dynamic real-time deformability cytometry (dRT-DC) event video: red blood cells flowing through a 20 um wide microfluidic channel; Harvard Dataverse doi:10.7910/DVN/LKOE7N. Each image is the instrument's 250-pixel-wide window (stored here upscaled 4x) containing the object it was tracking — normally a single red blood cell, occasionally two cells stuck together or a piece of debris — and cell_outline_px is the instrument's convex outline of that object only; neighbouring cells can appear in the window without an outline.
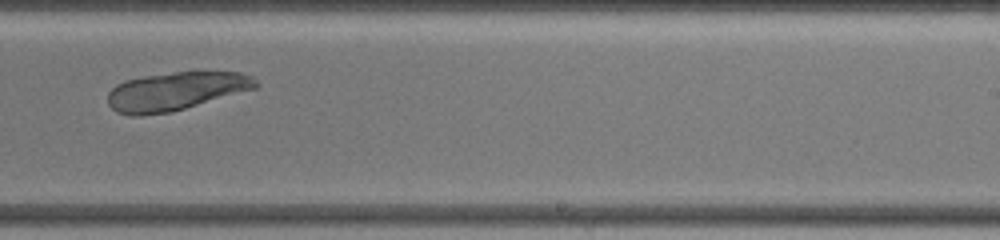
{"species": "common noctule bat (a hibernating species)", "species_latin": "Nyctalus noctula", "temperature_condition": "warm", "stored_images_in_passage": 28, "camera_frame_rate_fps": 3000, "um_per_image_px": 0.085, "animal": {"sex": "female", "body_mass_g": 19.5, "forearm_length_mm": 54.1}, "frame": {"image": 1, "passage_image": 16, "time_ms": 8.0, "image_size_px": [1000, 240], "cell_outline_px": [[260, 84], [256, 88], [172, 112], [140, 116], [132, 116], [116, 112], [108, 104], [108, 92], [116, 84], [124, 80], [144, 76], [172, 72], [240, 72], [252, 76]], "centroid_in_image_um": [14.92, 7.76], "position_along_channel_um": 274.1, "area_um2": 33.18}}